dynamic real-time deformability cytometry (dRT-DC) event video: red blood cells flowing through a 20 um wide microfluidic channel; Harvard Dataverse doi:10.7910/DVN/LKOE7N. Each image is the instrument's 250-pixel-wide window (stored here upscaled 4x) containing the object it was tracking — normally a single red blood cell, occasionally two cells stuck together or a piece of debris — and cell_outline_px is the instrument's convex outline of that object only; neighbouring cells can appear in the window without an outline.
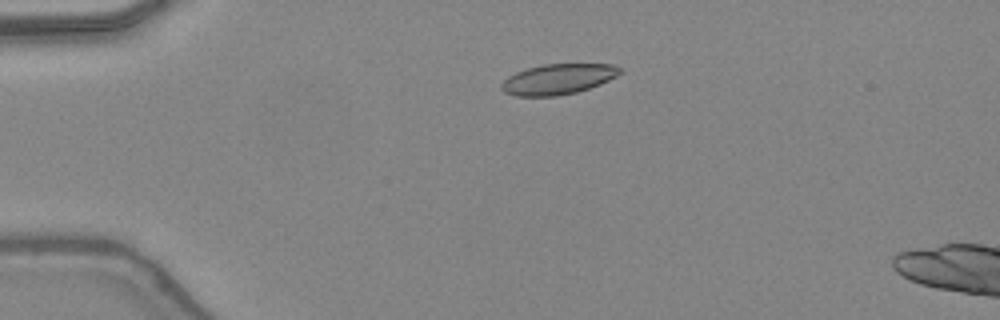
{"species": "common noctule bat (a hibernating species)", "species_latin": "Nyctalus noctula", "temperature_condition": "warm", "stored_images_in_passage": 15, "camera_frame_rate_fps": 3000, "um_per_image_px": 0.085, "animal": {"sex": "female", "body_mass_g": 24.6, "forearm_length_mm": 56.2}, "frame": {"image": 1, "passage_image": 11, "time_ms": 3.333, "image_size_px": [1000, 320], "cell_outline_px": [[620, 72], [616, 76], [600, 84], [576, 92], [556, 96], [516, 96], [504, 92], [500, 88], [500, 84], [508, 76], [516, 72], [528, 68], [544, 64], [616, 64], [620, 68]], "centroid_in_image_um": [47.4, 6.73], "position_along_channel_um": 37.6, "area_um2": 20.92}}